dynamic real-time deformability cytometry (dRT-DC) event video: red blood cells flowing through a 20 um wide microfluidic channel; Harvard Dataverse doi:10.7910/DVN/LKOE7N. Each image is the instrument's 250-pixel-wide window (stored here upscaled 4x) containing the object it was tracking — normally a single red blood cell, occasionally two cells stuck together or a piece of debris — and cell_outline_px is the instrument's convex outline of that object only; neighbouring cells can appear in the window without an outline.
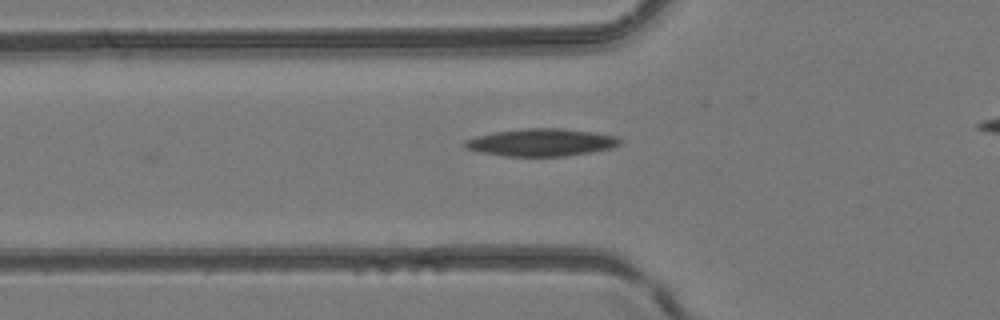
{"species": "common noctule bat (a hibernating species)", "species_latin": "Nyctalus noctula", "temperature_condition": "room temperature", "stored_images_in_passage": 33, "camera_frame_rate_fps": 3000, "um_per_image_px": 0.085, "animal": {"sex": "female", "body_mass_g": 24.6, "forearm_length_mm": 56.2}, "frame": {"image": 1, "passage_image": 5, "time_ms": 1.333, "image_size_px": [1000, 320], "cell_outline_px": [[624, 140], [620, 144], [612, 148], [592, 152], [564, 156], [504, 156], [480, 152], [468, 148], [464, 144], [464, 140], [476, 136], [496, 132], [524, 128], [564, 128], [592, 132], [616, 136]], "centroid_in_image_um": [46.06, 12.1], "position_along_channel_um": 79.7, "area_um2": 24.8}}
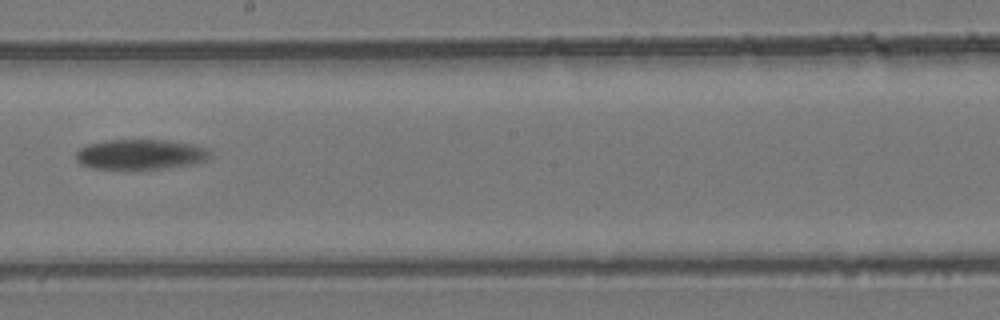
{"frame": {"image": 2, "passage_image": 16, "time_ms": 5.0, "image_size_px": [1000, 320], "cell_outline_px": [[212, 156], [196, 164], [128, 172], [92, 168], [80, 164], [76, 160], [76, 152], [80, 148], [88, 144], [104, 140], [164, 140], [196, 144], [208, 148], [212, 152]], "centroid_in_image_um": [11.93, 13.16], "position_along_channel_um": 236.3, "area_um2": 24.62}}
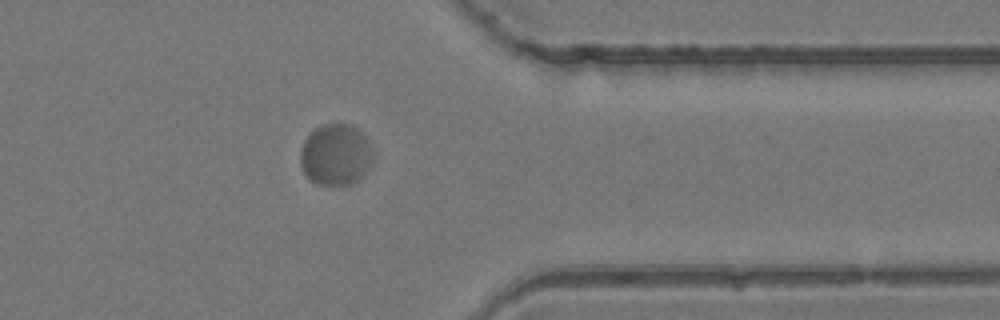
{"frame": {"image": 3, "passage_image": 27, "time_ms": 8.667, "image_size_px": [1000, 320], "cell_outline_px": [[372, 160], [368, 168], [352, 184], [316, 184], [308, 180], [300, 164], [300, 148], [304, 140], [320, 124], [352, 124], [368, 140], [372, 148]], "centroid_in_image_um": [28.5, 13.14], "position_along_channel_um": 382.9, "area_um2": 25.89}}